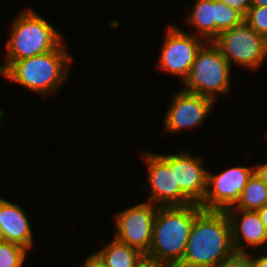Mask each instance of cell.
I'll return each mask as SVG.
<instances>
[{
	"mask_svg": "<svg viewBox=\"0 0 267 267\" xmlns=\"http://www.w3.org/2000/svg\"><path fill=\"white\" fill-rule=\"evenodd\" d=\"M239 259L227 213L202 210L194 219L182 261L176 267H225Z\"/></svg>",
	"mask_w": 267,
	"mask_h": 267,
	"instance_id": "6da1fadb",
	"label": "cell"
},
{
	"mask_svg": "<svg viewBox=\"0 0 267 267\" xmlns=\"http://www.w3.org/2000/svg\"><path fill=\"white\" fill-rule=\"evenodd\" d=\"M200 204L158 207L153 225L152 243L145 255L162 267H176L183 258Z\"/></svg>",
	"mask_w": 267,
	"mask_h": 267,
	"instance_id": "7a4b0ae2",
	"label": "cell"
},
{
	"mask_svg": "<svg viewBox=\"0 0 267 267\" xmlns=\"http://www.w3.org/2000/svg\"><path fill=\"white\" fill-rule=\"evenodd\" d=\"M73 58L60 44L55 50L13 62L1 75L43 96L55 94Z\"/></svg>",
	"mask_w": 267,
	"mask_h": 267,
	"instance_id": "3957f363",
	"label": "cell"
},
{
	"mask_svg": "<svg viewBox=\"0 0 267 267\" xmlns=\"http://www.w3.org/2000/svg\"><path fill=\"white\" fill-rule=\"evenodd\" d=\"M10 29L6 63L0 65V74L15 61L55 50L61 44L62 35L32 8L20 12Z\"/></svg>",
	"mask_w": 267,
	"mask_h": 267,
	"instance_id": "277c9868",
	"label": "cell"
},
{
	"mask_svg": "<svg viewBox=\"0 0 267 267\" xmlns=\"http://www.w3.org/2000/svg\"><path fill=\"white\" fill-rule=\"evenodd\" d=\"M206 43L198 50L193 65L182 82L185 85L182 91L207 96L216 101V93L230 94L231 66L213 42Z\"/></svg>",
	"mask_w": 267,
	"mask_h": 267,
	"instance_id": "5b68a950",
	"label": "cell"
},
{
	"mask_svg": "<svg viewBox=\"0 0 267 267\" xmlns=\"http://www.w3.org/2000/svg\"><path fill=\"white\" fill-rule=\"evenodd\" d=\"M213 43L232 65L249 70L259 68L267 57V39L253 30L245 21L218 35Z\"/></svg>",
	"mask_w": 267,
	"mask_h": 267,
	"instance_id": "8992f818",
	"label": "cell"
},
{
	"mask_svg": "<svg viewBox=\"0 0 267 267\" xmlns=\"http://www.w3.org/2000/svg\"><path fill=\"white\" fill-rule=\"evenodd\" d=\"M157 209L158 206L146 201L115 214L114 238L146 255L152 243Z\"/></svg>",
	"mask_w": 267,
	"mask_h": 267,
	"instance_id": "52a82bcc",
	"label": "cell"
},
{
	"mask_svg": "<svg viewBox=\"0 0 267 267\" xmlns=\"http://www.w3.org/2000/svg\"><path fill=\"white\" fill-rule=\"evenodd\" d=\"M255 167L236 166L214 175L207 172V188L200 206L203 210L225 211L233 207L254 173Z\"/></svg>",
	"mask_w": 267,
	"mask_h": 267,
	"instance_id": "ba28073f",
	"label": "cell"
},
{
	"mask_svg": "<svg viewBox=\"0 0 267 267\" xmlns=\"http://www.w3.org/2000/svg\"><path fill=\"white\" fill-rule=\"evenodd\" d=\"M204 43L198 34H186L170 24L160 52L159 68L181 77L183 82Z\"/></svg>",
	"mask_w": 267,
	"mask_h": 267,
	"instance_id": "9c48e42d",
	"label": "cell"
},
{
	"mask_svg": "<svg viewBox=\"0 0 267 267\" xmlns=\"http://www.w3.org/2000/svg\"><path fill=\"white\" fill-rule=\"evenodd\" d=\"M143 160L148 167V182L151 188L149 202L158 207L187 206L193 202L175 184L171 167L156 153L144 152Z\"/></svg>",
	"mask_w": 267,
	"mask_h": 267,
	"instance_id": "30bf717a",
	"label": "cell"
},
{
	"mask_svg": "<svg viewBox=\"0 0 267 267\" xmlns=\"http://www.w3.org/2000/svg\"><path fill=\"white\" fill-rule=\"evenodd\" d=\"M215 101L207 96L178 91L172 98L164 120L165 132H179L203 124L214 108Z\"/></svg>",
	"mask_w": 267,
	"mask_h": 267,
	"instance_id": "8fae6325",
	"label": "cell"
},
{
	"mask_svg": "<svg viewBox=\"0 0 267 267\" xmlns=\"http://www.w3.org/2000/svg\"><path fill=\"white\" fill-rule=\"evenodd\" d=\"M174 172L175 184L195 204L203 202L207 188V172L202 157L184 151L180 154L159 155Z\"/></svg>",
	"mask_w": 267,
	"mask_h": 267,
	"instance_id": "7c38bea8",
	"label": "cell"
},
{
	"mask_svg": "<svg viewBox=\"0 0 267 267\" xmlns=\"http://www.w3.org/2000/svg\"><path fill=\"white\" fill-rule=\"evenodd\" d=\"M225 212L230 220L233 247L239 258L246 254L245 247L267 248V231L257 211L230 207ZM238 213L241 216H236ZM242 240L247 243L246 246L243 245Z\"/></svg>",
	"mask_w": 267,
	"mask_h": 267,
	"instance_id": "4fadbf2b",
	"label": "cell"
},
{
	"mask_svg": "<svg viewBox=\"0 0 267 267\" xmlns=\"http://www.w3.org/2000/svg\"><path fill=\"white\" fill-rule=\"evenodd\" d=\"M0 229L4 241L29 250L33 246V232L26 213L18 204L0 198Z\"/></svg>",
	"mask_w": 267,
	"mask_h": 267,
	"instance_id": "5bb4252c",
	"label": "cell"
},
{
	"mask_svg": "<svg viewBox=\"0 0 267 267\" xmlns=\"http://www.w3.org/2000/svg\"><path fill=\"white\" fill-rule=\"evenodd\" d=\"M95 254L106 267H133L145 256L139 250L115 238Z\"/></svg>",
	"mask_w": 267,
	"mask_h": 267,
	"instance_id": "9a60e30c",
	"label": "cell"
},
{
	"mask_svg": "<svg viewBox=\"0 0 267 267\" xmlns=\"http://www.w3.org/2000/svg\"><path fill=\"white\" fill-rule=\"evenodd\" d=\"M187 21L205 42L215 40V0H197Z\"/></svg>",
	"mask_w": 267,
	"mask_h": 267,
	"instance_id": "2e32d148",
	"label": "cell"
},
{
	"mask_svg": "<svg viewBox=\"0 0 267 267\" xmlns=\"http://www.w3.org/2000/svg\"><path fill=\"white\" fill-rule=\"evenodd\" d=\"M267 203V184L254 172L244 187L234 209L257 211Z\"/></svg>",
	"mask_w": 267,
	"mask_h": 267,
	"instance_id": "e0dca14e",
	"label": "cell"
},
{
	"mask_svg": "<svg viewBox=\"0 0 267 267\" xmlns=\"http://www.w3.org/2000/svg\"><path fill=\"white\" fill-rule=\"evenodd\" d=\"M215 39L224 31L238 26L244 21V16L229 7L221 0H215Z\"/></svg>",
	"mask_w": 267,
	"mask_h": 267,
	"instance_id": "ac0fdd59",
	"label": "cell"
},
{
	"mask_svg": "<svg viewBox=\"0 0 267 267\" xmlns=\"http://www.w3.org/2000/svg\"><path fill=\"white\" fill-rule=\"evenodd\" d=\"M27 253L28 250L21 245L0 242V267H22Z\"/></svg>",
	"mask_w": 267,
	"mask_h": 267,
	"instance_id": "d6986e66",
	"label": "cell"
},
{
	"mask_svg": "<svg viewBox=\"0 0 267 267\" xmlns=\"http://www.w3.org/2000/svg\"><path fill=\"white\" fill-rule=\"evenodd\" d=\"M244 21L258 34L267 39V7L265 6H250Z\"/></svg>",
	"mask_w": 267,
	"mask_h": 267,
	"instance_id": "ffe728a7",
	"label": "cell"
},
{
	"mask_svg": "<svg viewBox=\"0 0 267 267\" xmlns=\"http://www.w3.org/2000/svg\"><path fill=\"white\" fill-rule=\"evenodd\" d=\"M242 261L247 267H267V253L265 251L264 255H260L253 259L250 253H246L242 258Z\"/></svg>",
	"mask_w": 267,
	"mask_h": 267,
	"instance_id": "44dd1931",
	"label": "cell"
},
{
	"mask_svg": "<svg viewBox=\"0 0 267 267\" xmlns=\"http://www.w3.org/2000/svg\"><path fill=\"white\" fill-rule=\"evenodd\" d=\"M229 7L237 10L240 12L243 16L246 15L248 9L251 6L252 0H221Z\"/></svg>",
	"mask_w": 267,
	"mask_h": 267,
	"instance_id": "7402d4cb",
	"label": "cell"
},
{
	"mask_svg": "<svg viewBox=\"0 0 267 267\" xmlns=\"http://www.w3.org/2000/svg\"><path fill=\"white\" fill-rule=\"evenodd\" d=\"M82 267H106L101 259L95 254H91L83 263Z\"/></svg>",
	"mask_w": 267,
	"mask_h": 267,
	"instance_id": "603a6c76",
	"label": "cell"
},
{
	"mask_svg": "<svg viewBox=\"0 0 267 267\" xmlns=\"http://www.w3.org/2000/svg\"><path fill=\"white\" fill-rule=\"evenodd\" d=\"M254 172L256 175L267 184V162L263 164H257L256 168H254Z\"/></svg>",
	"mask_w": 267,
	"mask_h": 267,
	"instance_id": "cb8c5ba5",
	"label": "cell"
},
{
	"mask_svg": "<svg viewBox=\"0 0 267 267\" xmlns=\"http://www.w3.org/2000/svg\"><path fill=\"white\" fill-rule=\"evenodd\" d=\"M133 267H162V266L157 264L153 259L144 256Z\"/></svg>",
	"mask_w": 267,
	"mask_h": 267,
	"instance_id": "d4e9b609",
	"label": "cell"
},
{
	"mask_svg": "<svg viewBox=\"0 0 267 267\" xmlns=\"http://www.w3.org/2000/svg\"><path fill=\"white\" fill-rule=\"evenodd\" d=\"M257 212L267 231V203L259 210H257Z\"/></svg>",
	"mask_w": 267,
	"mask_h": 267,
	"instance_id": "484cf974",
	"label": "cell"
},
{
	"mask_svg": "<svg viewBox=\"0 0 267 267\" xmlns=\"http://www.w3.org/2000/svg\"><path fill=\"white\" fill-rule=\"evenodd\" d=\"M251 6H265V7H267V0H252Z\"/></svg>",
	"mask_w": 267,
	"mask_h": 267,
	"instance_id": "4316f807",
	"label": "cell"
},
{
	"mask_svg": "<svg viewBox=\"0 0 267 267\" xmlns=\"http://www.w3.org/2000/svg\"><path fill=\"white\" fill-rule=\"evenodd\" d=\"M225 267H247L246 264L242 261V259L240 258L238 261H236L235 263L225 266Z\"/></svg>",
	"mask_w": 267,
	"mask_h": 267,
	"instance_id": "83f0119b",
	"label": "cell"
},
{
	"mask_svg": "<svg viewBox=\"0 0 267 267\" xmlns=\"http://www.w3.org/2000/svg\"><path fill=\"white\" fill-rule=\"evenodd\" d=\"M4 241V238H3V235H2V232H1V229H0V242Z\"/></svg>",
	"mask_w": 267,
	"mask_h": 267,
	"instance_id": "f1b7e54d",
	"label": "cell"
},
{
	"mask_svg": "<svg viewBox=\"0 0 267 267\" xmlns=\"http://www.w3.org/2000/svg\"><path fill=\"white\" fill-rule=\"evenodd\" d=\"M5 116L4 112L0 110V118H3Z\"/></svg>",
	"mask_w": 267,
	"mask_h": 267,
	"instance_id": "f546056e",
	"label": "cell"
}]
</instances>
